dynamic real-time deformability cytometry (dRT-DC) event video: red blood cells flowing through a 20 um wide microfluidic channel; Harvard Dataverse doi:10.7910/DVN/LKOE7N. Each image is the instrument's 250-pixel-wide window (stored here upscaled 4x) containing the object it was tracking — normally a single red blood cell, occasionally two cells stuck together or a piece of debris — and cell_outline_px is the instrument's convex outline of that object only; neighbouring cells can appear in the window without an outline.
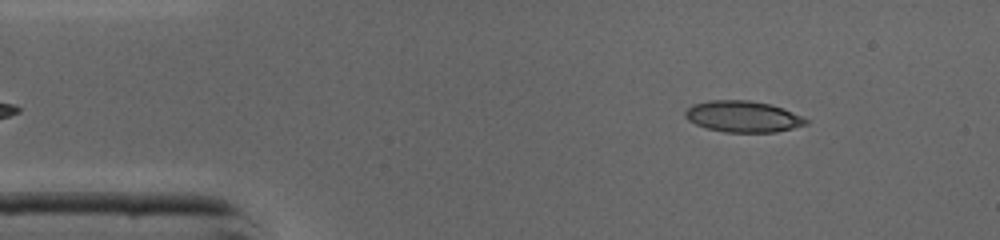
{"species": "common noctule bat (a hibernating species)", "species_latin": "Nyctalus noctula", "temperature_condition": "cold", "stored_images_in_passage": 42, "camera_frame_rate_fps": 3000, "um_per_image_px": 0.085, "animal": {"sex": "male", "body_mass_g": 19.0, "forearm_length_mm": 50.8}, "frame": {"image": 1, "passage_image": 3, "time_ms": 0.667, "image_size_px": [1000, 240], "cell_outline_px": [[808, 124], [776, 132], [724, 132], [708, 128], [696, 124], [688, 120], [684, 116], [684, 112], [692, 104], [708, 100], [748, 100], [772, 104], [784, 108], [808, 120]], "centroid_in_image_um": [63.13, 9.89], "position_along_channel_um": 21.9, "area_um2": 22.02}}
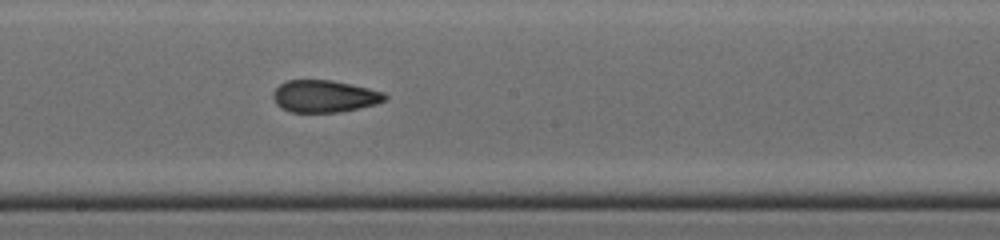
{"frame": {"image": 2, "passage_image": 21, "time_ms": 6.667, "image_size_px": [1000, 240], "cell_outline_px": [[388, 100], [376, 104], [340, 112], [292, 112], [280, 108], [276, 104], [272, 96], [272, 92], [280, 84], [288, 80], [332, 80], [352, 84], [384, 92], [388, 96]], "centroid_in_image_um": [27.58, 8.18], "position_along_channel_um": 220.6, "area_um2": 21.1}}
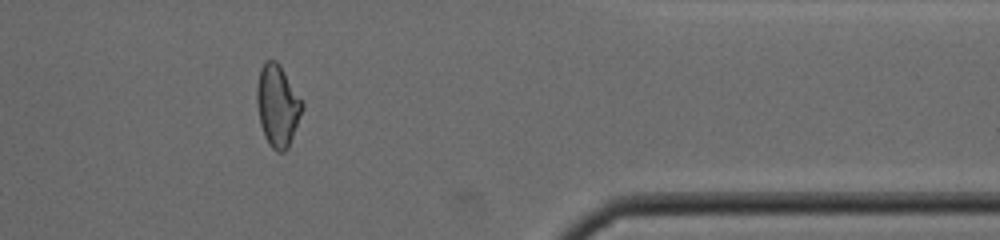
{"frame": {"image": 3, "passage_image": 34, "time_ms": 11.0, "image_size_px": [1000, 240], "cell_outline_px": [[304, 108], [288, 148], [284, 152], [276, 152], [268, 144], [264, 136], [260, 124], [256, 100], [256, 88], [260, 68], [264, 60], [276, 60], [280, 64], [304, 104]], "centroid_in_image_um": [23.58, 8.98], "position_along_channel_um": 387.8, "area_um2": 21.85}, "authors_computed_cell_mechanics": {"area_um2": 21.6172, "velocity_mm_per_s": 4.3955, "shape_relaxation_time_tau1_ms": null, "shape_relaxation_time_tau2_ms": 1.5453, "deformation_change_tau1": null, "deformation_change_tau2": 0.083}}